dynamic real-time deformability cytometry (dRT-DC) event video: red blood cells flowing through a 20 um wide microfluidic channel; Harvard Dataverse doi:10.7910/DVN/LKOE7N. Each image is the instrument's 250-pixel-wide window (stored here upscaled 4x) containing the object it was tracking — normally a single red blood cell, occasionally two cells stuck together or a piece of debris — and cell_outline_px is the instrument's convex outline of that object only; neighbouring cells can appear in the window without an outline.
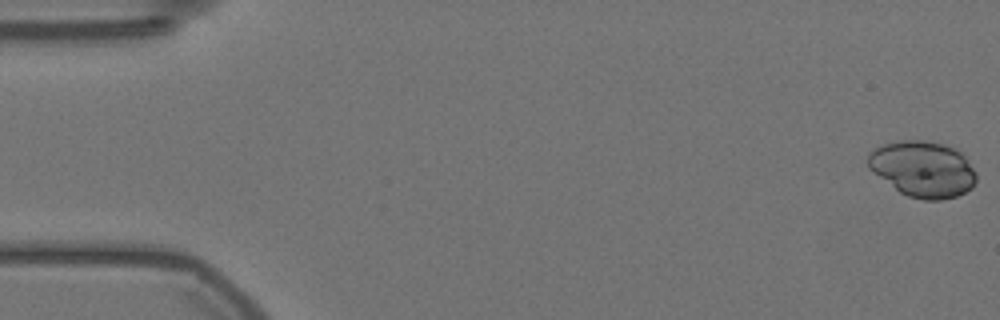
{"species": "Egyptian fruit bat (a non-hibernating species)", "species_latin": "Rousettus aegyptiacus", "temperature_condition": "warm", "stored_images_in_passage": 57, "camera_frame_rate_fps": 3000, "um_per_image_px": 0.085, "animal": {"sex": "female"}, "frame": {"image": 1, "passage_image": 1, "time_ms": 0.0, "image_size_px": [1000, 320], "cell_outline_px": [[976, 180], [972, 188], [956, 196], [940, 200], [924, 200], [908, 196], [900, 192], [872, 172], [868, 168], [868, 152], [872, 148], [896, 140], [928, 140], [944, 144], [956, 148], [964, 156], [976, 172]], "centroid_in_image_um": [78.42, 14.35], "position_along_channel_um": 6.6, "area_um2": 35.6}}